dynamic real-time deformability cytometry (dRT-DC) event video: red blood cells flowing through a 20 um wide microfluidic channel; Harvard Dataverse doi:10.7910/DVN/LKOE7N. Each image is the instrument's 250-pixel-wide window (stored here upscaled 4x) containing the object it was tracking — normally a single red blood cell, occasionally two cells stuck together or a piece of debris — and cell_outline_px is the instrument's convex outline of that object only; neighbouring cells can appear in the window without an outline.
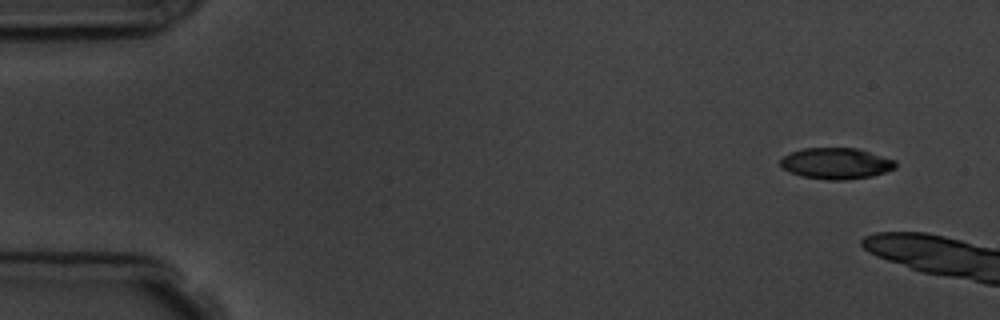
{"species": "common noctule bat (a hibernating species)", "species_latin": "Nyctalus noctula", "temperature_condition": "room temperature", "stored_images_in_passage": 3, "camera_frame_rate_fps": 3000, "um_per_image_px": 0.085, "animal": {"sex": "male", "body_mass_g": 19.5, "forearm_length_mm": 54.6}, "frame": {"image": 1, "passage_image": 1, "time_ms": 0.0, "image_size_px": [1000, 320], "cell_outline_px": [[896, 168], [872, 176], [848, 180], [828, 180], [804, 176], [792, 172], [784, 168], [780, 164], [780, 160], [784, 156], [792, 152], [804, 148], [856, 148], [896, 160]], "centroid_in_image_um": [71.11, 13.89], "position_along_channel_um": 13.9, "area_um2": 20.69}}